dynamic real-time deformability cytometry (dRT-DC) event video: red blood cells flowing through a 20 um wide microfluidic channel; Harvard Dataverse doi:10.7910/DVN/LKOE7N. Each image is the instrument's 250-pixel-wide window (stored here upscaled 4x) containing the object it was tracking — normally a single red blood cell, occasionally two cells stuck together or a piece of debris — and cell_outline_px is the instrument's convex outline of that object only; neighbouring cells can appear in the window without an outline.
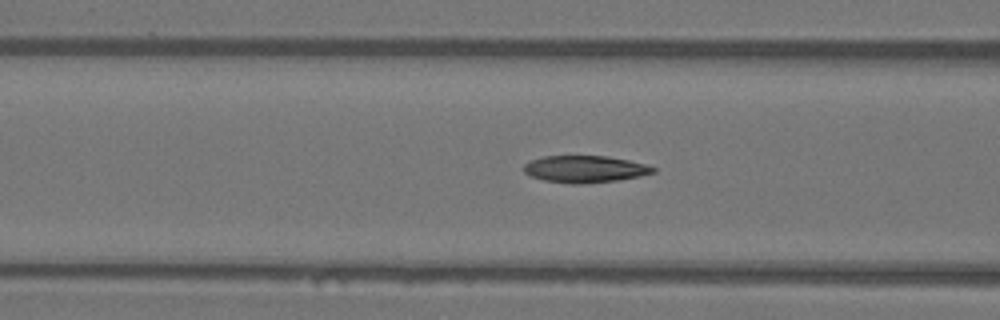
{"species": "Egyptian fruit bat (a non-hibernating species)", "species_latin": "Rousettus aegyptiacus", "temperature_condition": "warm", "stored_images_in_passage": 44, "camera_frame_rate_fps": 3000, "um_per_image_px": 0.085, "animal": {"sex": "female"}, "frame": {"image": 1, "passage_image": 13, "time_ms": 4.0, "image_size_px": [1000, 320], "cell_outline_px": [[656, 172], [640, 176], [616, 180], [580, 184], [568, 184], [544, 180], [532, 176], [524, 172], [524, 164], [528, 160], [544, 156], [608, 156], [628, 160], [644, 164], [656, 168]], "centroid_in_image_um": [49.69, 14.37], "position_along_channel_um": 116.9, "area_um2": 20.29}}
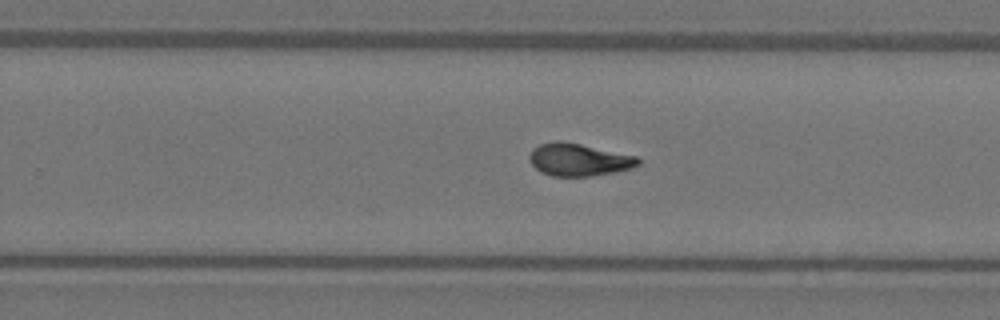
{"frame": {"image": 2, "passage_image": 25, "time_ms": 8.0, "image_size_px": [1000, 320], "cell_outline_px": [[640, 164], [632, 168], [616, 172], [592, 176], [552, 176], [540, 172], [532, 164], [528, 156], [532, 148], [540, 144], [556, 140], [560, 140], [580, 144], [636, 156], [640, 160]], "centroid_in_image_um": [49.18, 13.58], "position_along_channel_um": 280.6, "area_um2": 20.63}}
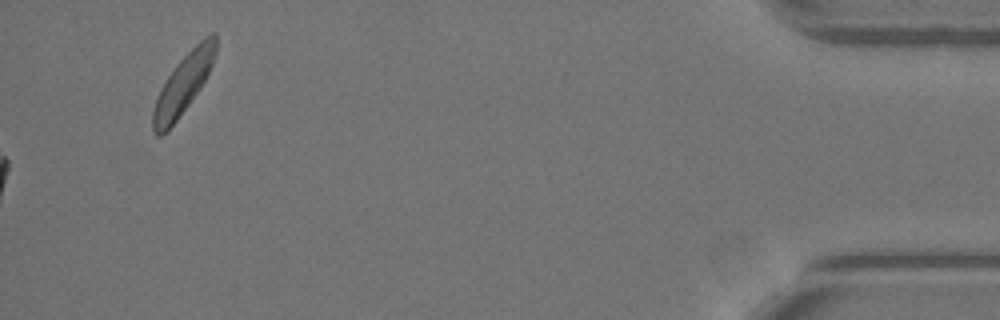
{"frame": {"image": 3, "passage_image": 44, "time_ms": 14.333, "image_size_px": [1000, 320], "cell_outline_px": [[216, 52], [212, 64], [200, 88], [176, 120], [160, 136], [156, 136], [152, 132], [152, 112], [160, 88], [176, 64], [204, 36], [212, 32], [216, 32]], "centroid_in_image_um": [15.57, 7.12], "position_along_channel_um": 419.6, "area_um2": 21.33}, "authors_computed_cell_mechanics": {"area_um2": 20.2878, "velocity_mm_per_s": 4.1027, "shape_relaxation_time_tau1_ms": 7.6563, "shape_relaxation_time_tau2_ms": 1.9417, "deformation_change_tau1": 0.2396, "deformation_change_tau2": 0.0763}}